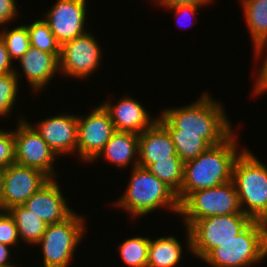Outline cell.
<instances>
[{
    "instance_id": "6da1fadb",
    "label": "cell",
    "mask_w": 267,
    "mask_h": 267,
    "mask_svg": "<svg viewBox=\"0 0 267 267\" xmlns=\"http://www.w3.org/2000/svg\"><path fill=\"white\" fill-rule=\"evenodd\" d=\"M191 105L164 109L157 120L169 133L199 134L210 146L224 142L232 126L220 102L205 92Z\"/></svg>"
},
{
    "instance_id": "7a4b0ae2",
    "label": "cell",
    "mask_w": 267,
    "mask_h": 267,
    "mask_svg": "<svg viewBox=\"0 0 267 267\" xmlns=\"http://www.w3.org/2000/svg\"><path fill=\"white\" fill-rule=\"evenodd\" d=\"M233 132L224 142L208 147L195 159L184 162L183 184L177 194L181 203L190 193L215 187L232 180L238 152Z\"/></svg>"
},
{
    "instance_id": "3957f363",
    "label": "cell",
    "mask_w": 267,
    "mask_h": 267,
    "mask_svg": "<svg viewBox=\"0 0 267 267\" xmlns=\"http://www.w3.org/2000/svg\"><path fill=\"white\" fill-rule=\"evenodd\" d=\"M126 192L114 204L128 211L131 217L147 215L160 207L179 214L177 194L147 168L132 169Z\"/></svg>"
},
{
    "instance_id": "277c9868",
    "label": "cell",
    "mask_w": 267,
    "mask_h": 267,
    "mask_svg": "<svg viewBox=\"0 0 267 267\" xmlns=\"http://www.w3.org/2000/svg\"><path fill=\"white\" fill-rule=\"evenodd\" d=\"M232 180L242 212L267 223V167L246 147L234 162Z\"/></svg>"
},
{
    "instance_id": "5b68a950",
    "label": "cell",
    "mask_w": 267,
    "mask_h": 267,
    "mask_svg": "<svg viewBox=\"0 0 267 267\" xmlns=\"http://www.w3.org/2000/svg\"><path fill=\"white\" fill-rule=\"evenodd\" d=\"M267 257V223L253 220L232 240L221 243L202 261L211 267H250Z\"/></svg>"
},
{
    "instance_id": "8992f818",
    "label": "cell",
    "mask_w": 267,
    "mask_h": 267,
    "mask_svg": "<svg viewBox=\"0 0 267 267\" xmlns=\"http://www.w3.org/2000/svg\"><path fill=\"white\" fill-rule=\"evenodd\" d=\"M253 220L245 213L217 215L196 220L186 227L187 247L203 260L214 248L234 239Z\"/></svg>"
},
{
    "instance_id": "52a82bcc",
    "label": "cell",
    "mask_w": 267,
    "mask_h": 267,
    "mask_svg": "<svg viewBox=\"0 0 267 267\" xmlns=\"http://www.w3.org/2000/svg\"><path fill=\"white\" fill-rule=\"evenodd\" d=\"M237 213L243 212L233 180L190 193L180 203L179 211L187 228L202 218Z\"/></svg>"
},
{
    "instance_id": "ba28073f",
    "label": "cell",
    "mask_w": 267,
    "mask_h": 267,
    "mask_svg": "<svg viewBox=\"0 0 267 267\" xmlns=\"http://www.w3.org/2000/svg\"><path fill=\"white\" fill-rule=\"evenodd\" d=\"M74 212L65 221L47 225L37 243L41 245L44 267H69L75 248L85 231V219Z\"/></svg>"
},
{
    "instance_id": "9c48e42d",
    "label": "cell",
    "mask_w": 267,
    "mask_h": 267,
    "mask_svg": "<svg viewBox=\"0 0 267 267\" xmlns=\"http://www.w3.org/2000/svg\"><path fill=\"white\" fill-rule=\"evenodd\" d=\"M21 119V121H18V128L13 131L15 163L38 169L50 179H53L56 175L53 163L57 155L34 129V126L23 118Z\"/></svg>"
},
{
    "instance_id": "30bf717a",
    "label": "cell",
    "mask_w": 267,
    "mask_h": 267,
    "mask_svg": "<svg viewBox=\"0 0 267 267\" xmlns=\"http://www.w3.org/2000/svg\"><path fill=\"white\" fill-rule=\"evenodd\" d=\"M98 43L89 32L63 43L59 57L61 73L79 79L89 77L101 66L102 50Z\"/></svg>"
},
{
    "instance_id": "8fae6325",
    "label": "cell",
    "mask_w": 267,
    "mask_h": 267,
    "mask_svg": "<svg viewBox=\"0 0 267 267\" xmlns=\"http://www.w3.org/2000/svg\"><path fill=\"white\" fill-rule=\"evenodd\" d=\"M50 178L38 169L25 167L16 163L4 169L0 210L23 205Z\"/></svg>"
},
{
    "instance_id": "7c38bea8",
    "label": "cell",
    "mask_w": 267,
    "mask_h": 267,
    "mask_svg": "<svg viewBox=\"0 0 267 267\" xmlns=\"http://www.w3.org/2000/svg\"><path fill=\"white\" fill-rule=\"evenodd\" d=\"M77 119V154L85 162H92L116 131L114 124L102 105L87 117L77 116Z\"/></svg>"
},
{
    "instance_id": "4fadbf2b",
    "label": "cell",
    "mask_w": 267,
    "mask_h": 267,
    "mask_svg": "<svg viewBox=\"0 0 267 267\" xmlns=\"http://www.w3.org/2000/svg\"><path fill=\"white\" fill-rule=\"evenodd\" d=\"M86 4V0H57L48 10L43 20L61 45L87 32Z\"/></svg>"
},
{
    "instance_id": "5bb4252c",
    "label": "cell",
    "mask_w": 267,
    "mask_h": 267,
    "mask_svg": "<svg viewBox=\"0 0 267 267\" xmlns=\"http://www.w3.org/2000/svg\"><path fill=\"white\" fill-rule=\"evenodd\" d=\"M34 129L57 156L77 152L78 119L76 115L51 116L38 122Z\"/></svg>"
},
{
    "instance_id": "9a60e30c",
    "label": "cell",
    "mask_w": 267,
    "mask_h": 267,
    "mask_svg": "<svg viewBox=\"0 0 267 267\" xmlns=\"http://www.w3.org/2000/svg\"><path fill=\"white\" fill-rule=\"evenodd\" d=\"M56 181L55 178L48 180L23 204L48 225L63 222L74 213Z\"/></svg>"
},
{
    "instance_id": "2e32d148",
    "label": "cell",
    "mask_w": 267,
    "mask_h": 267,
    "mask_svg": "<svg viewBox=\"0 0 267 267\" xmlns=\"http://www.w3.org/2000/svg\"><path fill=\"white\" fill-rule=\"evenodd\" d=\"M163 159H180L168 130L156 120L139 134L138 164L148 168Z\"/></svg>"
},
{
    "instance_id": "e0dca14e",
    "label": "cell",
    "mask_w": 267,
    "mask_h": 267,
    "mask_svg": "<svg viewBox=\"0 0 267 267\" xmlns=\"http://www.w3.org/2000/svg\"><path fill=\"white\" fill-rule=\"evenodd\" d=\"M102 106L109 113L116 131L140 134L157 120L151 118L144 106L132 97L121 98L117 104H111L108 99Z\"/></svg>"
},
{
    "instance_id": "ac0fdd59",
    "label": "cell",
    "mask_w": 267,
    "mask_h": 267,
    "mask_svg": "<svg viewBox=\"0 0 267 267\" xmlns=\"http://www.w3.org/2000/svg\"><path fill=\"white\" fill-rule=\"evenodd\" d=\"M59 57L32 46L19 59L22 72L33 90L43 89L56 72H59Z\"/></svg>"
},
{
    "instance_id": "d6986e66",
    "label": "cell",
    "mask_w": 267,
    "mask_h": 267,
    "mask_svg": "<svg viewBox=\"0 0 267 267\" xmlns=\"http://www.w3.org/2000/svg\"><path fill=\"white\" fill-rule=\"evenodd\" d=\"M139 134L129 131H115L110 140L105 144L100 153L93 159L100 156L117 167H126L134 160V166H138ZM137 157L134 159V156Z\"/></svg>"
},
{
    "instance_id": "ffe728a7",
    "label": "cell",
    "mask_w": 267,
    "mask_h": 267,
    "mask_svg": "<svg viewBox=\"0 0 267 267\" xmlns=\"http://www.w3.org/2000/svg\"><path fill=\"white\" fill-rule=\"evenodd\" d=\"M182 248L174 236L149 238L147 267H175L181 260Z\"/></svg>"
},
{
    "instance_id": "44dd1931",
    "label": "cell",
    "mask_w": 267,
    "mask_h": 267,
    "mask_svg": "<svg viewBox=\"0 0 267 267\" xmlns=\"http://www.w3.org/2000/svg\"><path fill=\"white\" fill-rule=\"evenodd\" d=\"M241 4L254 48L267 44V0H242Z\"/></svg>"
},
{
    "instance_id": "7402d4cb",
    "label": "cell",
    "mask_w": 267,
    "mask_h": 267,
    "mask_svg": "<svg viewBox=\"0 0 267 267\" xmlns=\"http://www.w3.org/2000/svg\"><path fill=\"white\" fill-rule=\"evenodd\" d=\"M7 211L15 221L19 238L27 244H37L46 231L48 224L23 205L11 207Z\"/></svg>"
},
{
    "instance_id": "603a6c76",
    "label": "cell",
    "mask_w": 267,
    "mask_h": 267,
    "mask_svg": "<svg viewBox=\"0 0 267 267\" xmlns=\"http://www.w3.org/2000/svg\"><path fill=\"white\" fill-rule=\"evenodd\" d=\"M153 175L169 186L176 194L183 184L184 162L181 159H163L147 168Z\"/></svg>"
},
{
    "instance_id": "cb8c5ba5",
    "label": "cell",
    "mask_w": 267,
    "mask_h": 267,
    "mask_svg": "<svg viewBox=\"0 0 267 267\" xmlns=\"http://www.w3.org/2000/svg\"><path fill=\"white\" fill-rule=\"evenodd\" d=\"M118 251L126 266L147 267L149 238L137 236L124 240Z\"/></svg>"
},
{
    "instance_id": "d4e9b609",
    "label": "cell",
    "mask_w": 267,
    "mask_h": 267,
    "mask_svg": "<svg viewBox=\"0 0 267 267\" xmlns=\"http://www.w3.org/2000/svg\"><path fill=\"white\" fill-rule=\"evenodd\" d=\"M26 26L28 28L30 46L53 55L61 54V44L43 19L34 21Z\"/></svg>"
},
{
    "instance_id": "484cf974",
    "label": "cell",
    "mask_w": 267,
    "mask_h": 267,
    "mask_svg": "<svg viewBox=\"0 0 267 267\" xmlns=\"http://www.w3.org/2000/svg\"><path fill=\"white\" fill-rule=\"evenodd\" d=\"M175 146L178 157L183 161L195 159L210 145L199 136L190 133H169Z\"/></svg>"
},
{
    "instance_id": "4316f807",
    "label": "cell",
    "mask_w": 267,
    "mask_h": 267,
    "mask_svg": "<svg viewBox=\"0 0 267 267\" xmlns=\"http://www.w3.org/2000/svg\"><path fill=\"white\" fill-rule=\"evenodd\" d=\"M2 30L0 32V37L5 43L6 49L9 53L11 60H19L28 51L30 47L27 26H17L16 28L10 31H6L5 29Z\"/></svg>"
},
{
    "instance_id": "83f0119b",
    "label": "cell",
    "mask_w": 267,
    "mask_h": 267,
    "mask_svg": "<svg viewBox=\"0 0 267 267\" xmlns=\"http://www.w3.org/2000/svg\"><path fill=\"white\" fill-rule=\"evenodd\" d=\"M18 72L0 75V117L8 115L12 111L18 94Z\"/></svg>"
},
{
    "instance_id": "f1b7e54d",
    "label": "cell",
    "mask_w": 267,
    "mask_h": 267,
    "mask_svg": "<svg viewBox=\"0 0 267 267\" xmlns=\"http://www.w3.org/2000/svg\"><path fill=\"white\" fill-rule=\"evenodd\" d=\"M18 229L8 211L0 210V243L15 246L19 241Z\"/></svg>"
},
{
    "instance_id": "f546056e",
    "label": "cell",
    "mask_w": 267,
    "mask_h": 267,
    "mask_svg": "<svg viewBox=\"0 0 267 267\" xmlns=\"http://www.w3.org/2000/svg\"><path fill=\"white\" fill-rule=\"evenodd\" d=\"M15 138L12 131L0 129V168L5 169L15 163Z\"/></svg>"
},
{
    "instance_id": "4dcf8cb0",
    "label": "cell",
    "mask_w": 267,
    "mask_h": 267,
    "mask_svg": "<svg viewBox=\"0 0 267 267\" xmlns=\"http://www.w3.org/2000/svg\"><path fill=\"white\" fill-rule=\"evenodd\" d=\"M266 46V47H265ZM267 48V44L261 45L259 47L254 48L255 55L256 57H260L263 54V49ZM258 74H257V79L254 87V93L256 94H264L265 91H267V55L263 61V64H261V67L258 68ZM264 92V93H263Z\"/></svg>"
},
{
    "instance_id": "1f68e13d",
    "label": "cell",
    "mask_w": 267,
    "mask_h": 267,
    "mask_svg": "<svg viewBox=\"0 0 267 267\" xmlns=\"http://www.w3.org/2000/svg\"><path fill=\"white\" fill-rule=\"evenodd\" d=\"M16 0H0V26L17 18Z\"/></svg>"
},
{
    "instance_id": "d6a6232c",
    "label": "cell",
    "mask_w": 267,
    "mask_h": 267,
    "mask_svg": "<svg viewBox=\"0 0 267 267\" xmlns=\"http://www.w3.org/2000/svg\"><path fill=\"white\" fill-rule=\"evenodd\" d=\"M13 62L6 49L5 43L0 37V75L14 72Z\"/></svg>"
},
{
    "instance_id": "836d02e7",
    "label": "cell",
    "mask_w": 267,
    "mask_h": 267,
    "mask_svg": "<svg viewBox=\"0 0 267 267\" xmlns=\"http://www.w3.org/2000/svg\"><path fill=\"white\" fill-rule=\"evenodd\" d=\"M157 2L158 5L163 6L164 8H172L180 5H197L203 6L204 4L208 5L212 3L213 0H153Z\"/></svg>"
},
{
    "instance_id": "e575fe53",
    "label": "cell",
    "mask_w": 267,
    "mask_h": 267,
    "mask_svg": "<svg viewBox=\"0 0 267 267\" xmlns=\"http://www.w3.org/2000/svg\"><path fill=\"white\" fill-rule=\"evenodd\" d=\"M200 6L197 5H180L176 7L169 8V10H175L176 15H187V16H194L197 13V9Z\"/></svg>"
},
{
    "instance_id": "d590c367",
    "label": "cell",
    "mask_w": 267,
    "mask_h": 267,
    "mask_svg": "<svg viewBox=\"0 0 267 267\" xmlns=\"http://www.w3.org/2000/svg\"><path fill=\"white\" fill-rule=\"evenodd\" d=\"M9 248V245L0 243V267H15L12 263H8L10 256Z\"/></svg>"
},
{
    "instance_id": "8d00e7d4",
    "label": "cell",
    "mask_w": 267,
    "mask_h": 267,
    "mask_svg": "<svg viewBox=\"0 0 267 267\" xmlns=\"http://www.w3.org/2000/svg\"><path fill=\"white\" fill-rule=\"evenodd\" d=\"M3 173H4V169L0 168V194H1V191H2Z\"/></svg>"
}]
</instances>
